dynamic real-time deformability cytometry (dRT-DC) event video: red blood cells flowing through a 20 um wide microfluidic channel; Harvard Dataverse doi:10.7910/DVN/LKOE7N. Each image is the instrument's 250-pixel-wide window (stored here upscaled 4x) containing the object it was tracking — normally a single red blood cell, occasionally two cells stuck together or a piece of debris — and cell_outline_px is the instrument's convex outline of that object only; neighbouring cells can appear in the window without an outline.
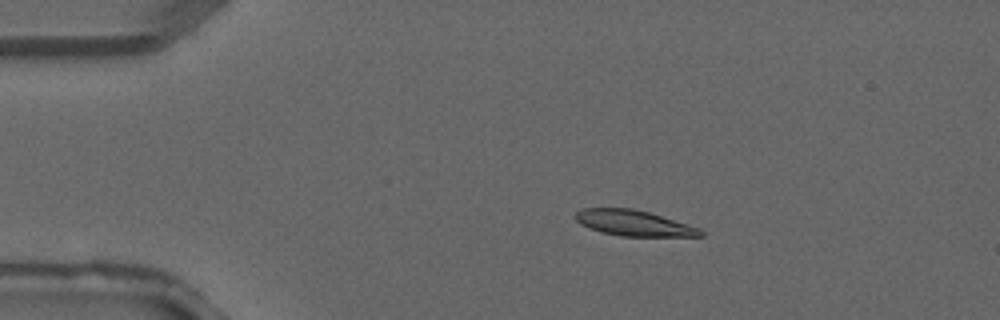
{"species": "common noctule bat (a hibernating species)", "species_latin": "Nyctalus noctula", "temperature_condition": "warm", "stored_images_in_passage": 3, "camera_frame_rate_fps": 3000, "um_per_image_px": 0.085, "animal": {"sex": "male", "forearm_length_mm": 52.5}, "frame": {"image": 1, "passage_image": 2, "time_ms": 0.333, "image_size_px": [1000, 320], "cell_outline_px": [[704, 236], [620, 236], [600, 232], [588, 228], [580, 224], [576, 220], [576, 212], [580, 208], [632, 208], [648, 212], [688, 224], [700, 228], [704, 232]], "centroid_in_image_um": [53.85, 18.96], "position_along_channel_um": 31.2, "area_um2": 18.73}}